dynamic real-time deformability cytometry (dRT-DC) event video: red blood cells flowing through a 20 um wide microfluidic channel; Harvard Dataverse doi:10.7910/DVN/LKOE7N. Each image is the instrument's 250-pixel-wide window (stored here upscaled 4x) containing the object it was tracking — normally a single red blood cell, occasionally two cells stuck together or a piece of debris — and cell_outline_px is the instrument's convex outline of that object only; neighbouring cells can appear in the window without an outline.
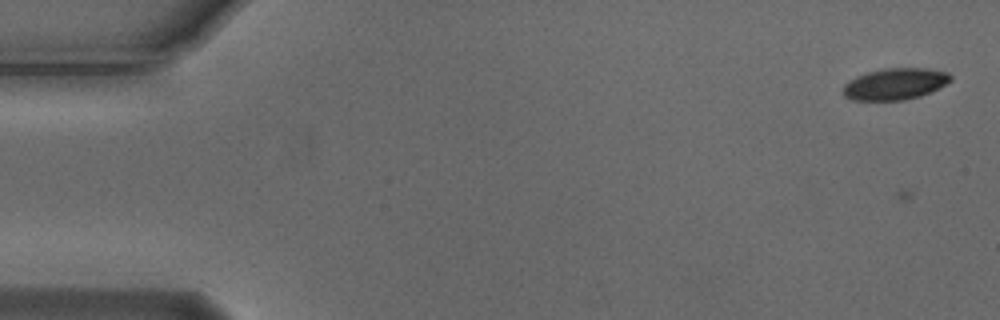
{"species": "Egyptian fruit bat (a non-hibernating species)", "species_latin": "Rousettus aegyptiacus", "temperature_condition": "cold", "stored_images_in_passage": 19, "camera_frame_rate_fps": 3000, "um_per_image_px": 0.085, "animal": {"sex": "male"}, "frame": {"image": 1, "passage_image": 4, "time_ms": 1.0, "image_size_px": [1000, 320], "cell_outline_px": [[952, 80], [920, 96], [904, 100], [852, 100], [844, 96], [844, 84], [848, 80], [856, 76], [868, 72], [884, 68], [928, 68], [948, 72], [952, 76]], "centroid_in_image_um": [76.06, 7.12], "position_along_channel_um": 8.9, "area_um2": 19.65}}
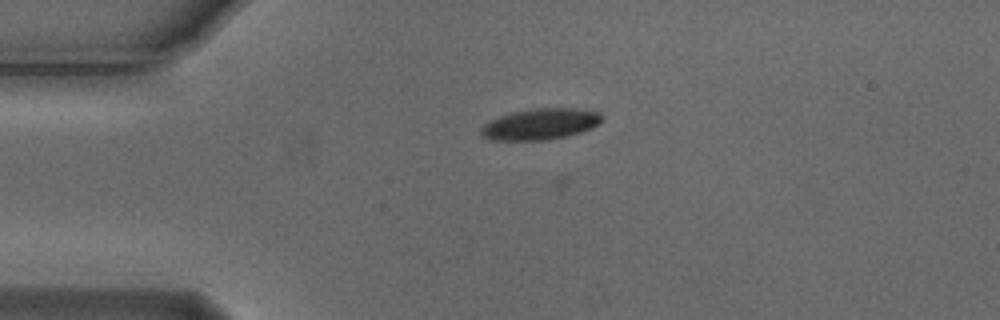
{"frame": {"image": 2, "passage_image": 15, "time_ms": 4.667, "image_size_px": [1000, 320], "cell_outline_px": [[604, 120], [592, 128], [568, 136], [548, 140], [488, 140], [480, 136], [480, 128], [488, 120], [512, 112], [532, 108], [576, 108], [600, 112], [604, 116]], "centroid_in_image_um": [45.92, 10.55], "position_along_channel_um": 39.1, "area_um2": 22.37}}